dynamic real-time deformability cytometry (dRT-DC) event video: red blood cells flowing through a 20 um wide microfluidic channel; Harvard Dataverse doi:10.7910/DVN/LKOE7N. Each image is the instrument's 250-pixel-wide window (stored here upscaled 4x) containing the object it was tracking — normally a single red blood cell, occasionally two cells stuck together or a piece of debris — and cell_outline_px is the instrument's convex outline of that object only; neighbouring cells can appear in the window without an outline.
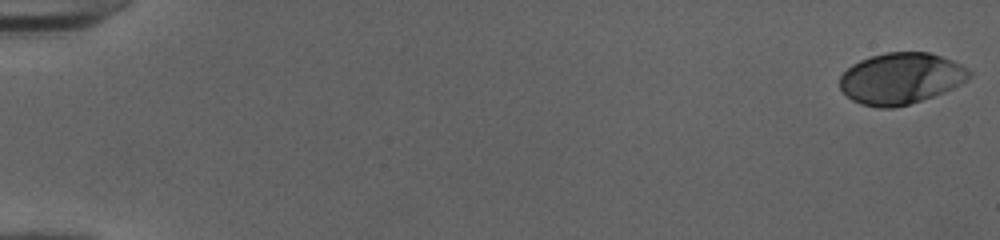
{"species": "human", "species_latin": "Homo sapiens", "temperature_condition": "cold", "stored_images_in_passage": 52, "camera_frame_rate_fps": 3000, "um_per_image_px": 0.085, "donor": {"sex": "female"}, "frame": {"image": 1, "passage_image": 1, "time_ms": 0.0, "image_size_px": [1000, 240], "cell_outline_px": [[972, 76], [968, 80], [944, 92], [908, 104], [892, 108], [880, 108], [860, 104], [852, 100], [840, 88], [840, 76], [852, 64], [860, 60], [884, 52], [928, 52], [952, 60], [968, 68], [972, 72]], "centroid_in_image_um": [76.58, 6.66], "position_along_channel_um": 8.4, "area_um2": 38.61}}
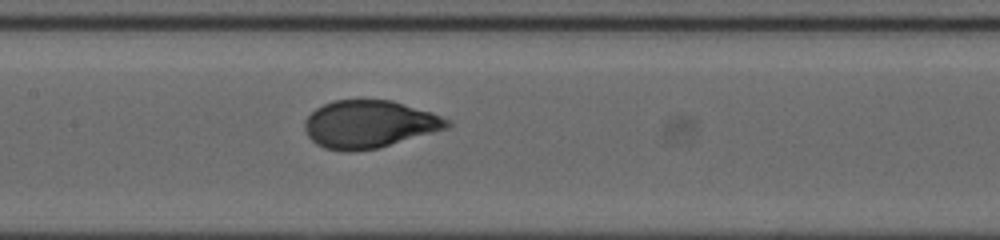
{"frame": {"image": 2, "passage_image": 27, "time_ms": 8.667, "image_size_px": [1000, 240], "cell_outline_px": [[452, 124], [448, 128], [380, 148], [356, 152], [344, 152], [324, 148], [316, 144], [308, 136], [304, 128], [304, 120], [316, 108], [324, 104], [336, 100], [392, 100], [432, 112], [452, 120]], "centroid_in_image_um": [31.4, 10.57], "position_along_channel_um": 176.0, "area_um2": 39.94}}
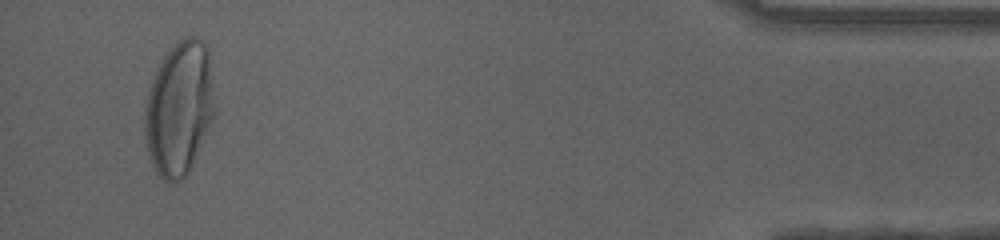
{"frame": {"image": 3, "passage_image": 50, "time_ms": 16.333, "image_size_px": [1000, 240], "cell_outline_px": [[212, 116], [192, 164], [188, 172], [176, 184], [168, 184], [156, 172], [148, 156], [144, 144], [144, 120], [148, 92], [156, 72], [164, 56], [180, 40], [188, 36], [196, 36], [208, 48], [212, 104]], "centroid_in_image_um": [15.17, 9.28], "position_along_channel_um": 420.0, "area_um2": 53.23}, "authors_computed_cell_mechanics": {"area_um2": 39.593, "velocity_mm_per_s": 4.0208, "shape_relaxation_time_tau1_ms": 3.4929, "shape_relaxation_time_tau2_ms": null, "deformation_change_tau1": 0.192, "deformation_change_tau2": null}}